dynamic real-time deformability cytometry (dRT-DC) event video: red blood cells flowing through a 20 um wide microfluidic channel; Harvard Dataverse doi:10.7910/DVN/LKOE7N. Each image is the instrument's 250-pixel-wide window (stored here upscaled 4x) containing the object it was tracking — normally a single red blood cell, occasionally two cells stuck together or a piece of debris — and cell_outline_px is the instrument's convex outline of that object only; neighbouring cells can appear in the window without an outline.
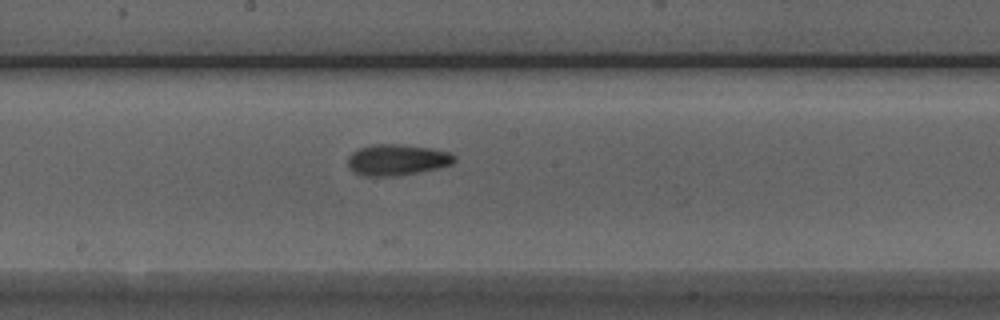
{"species": "Egyptian fruit bat (a non-hibernating species)", "species_latin": "Rousettus aegyptiacus", "temperature_condition": "room temperature", "stored_images_in_passage": 15, "camera_frame_rate_fps": 3000, "um_per_image_px": 0.085, "animal": {"sex": "male"}, "frame": {"image": 1, "passage_image": 14, "time_ms": 4.333, "image_size_px": [1000, 320], "cell_outline_px": [[456, 160], [452, 164], [436, 168], [396, 176], [364, 176], [348, 168], [348, 156], [352, 152], [360, 148], [372, 144], [396, 144], [432, 148], [448, 152], [456, 156]], "centroid_in_image_um": [33.73, 13.58], "position_along_channel_um": 214.5, "area_um2": 19.19}}